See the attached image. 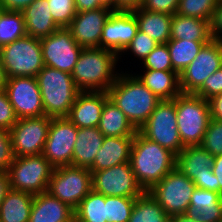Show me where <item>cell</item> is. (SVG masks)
Returning a JSON list of instances; mask_svg holds the SVG:
<instances>
[{"mask_svg": "<svg viewBox=\"0 0 222 222\" xmlns=\"http://www.w3.org/2000/svg\"><path fill=\"white\" fill-rule=\"evenodd\" d=\"M54 167L42 155L14 157L9 170L10 188L37 195L47 191Z\"/></svg>", "mask_w": 222, "mask_h": 222, "instance_id": "cell-7", "label": "cell"}, {"mask_svg": "<svg viewBox=\"0 0 222 222\" xmlns=\"http://www.w3.org/2000/svg\"><path fill=\"white\" fill-rule=\"evenodd\" d=\"M171 39L210 42L213 39L210 31V21L173 14L171 19Z\"/></svg>", "mask_w": 222, "mask_h": 222, "instance_id": "cell-27", "label": "cell"}, {"mask_svg": "<svg viewBox=\"0 0 222 222\" xmlns=\"http://www.w3.org/2000/svg\"><path fill=\"white\" fill-rule=\"evenodd\" d=\"M29 222H75L74 209L45 191L34 195Z\"/></svg>", "mask_w": 222, "mask_h": 222, "instance_id": "cell-20", "label": "cell"}, {"mask_svg": "<svg viewBox=\"0 0 222 222\" xmlns=\"http://www.w3.org/2000/svg\"><path fill=\"white\" fill-rule=\"evenodd\" d=\"M45 66L72 73L83 49L67 27L58 28L51 35L40 38Z\"/></svg>", "mask_w": 222, "mask_h": 222, "instance_id": "cell-13", "label": "cell"}, {"mask_svg": "<svg viewBox=\"0 0 222 222\" xmlns=\"http://www.w3.org/2000/svg\"><path fill=\"white\" fill-rule=\"evenodd\" d=\"M214 156L201 146H187L176 156V168L190 180L208 175Z\"/></svg>", "mask_w": 222, "mask_h": 222, "instance_id": "cell-24", "label": "cell"}, {"mask_svg": "<svg viewBox=\"0 0 222 222\" xmlns=\"http://www.w3.org/2000/svg\"><path fill=\"white\" fill-rule=\"evenodd\" d=\"M36 0H0V6L8 11H23Z\"/></svg>", "mask_w": 222, "mask_h": 222, "instance_id": "cell-48", "label": "cell"}, {"mask_svg": "<svg viewBox=\"0 0 222 222\" xmlns=\"http://www.w3.org/2000/svg\"><path fill=\"white\" fill-rule=\"evenodd\" d=\"M111 13L107 7L78 12L67 28L82 48L100 47L103 27Z\"/></svg>", "mask_w": 222, "mask_h": 222, "instance_id": "cell-18", "label": "cell"}, {"mask_svg": "<svg viewBox=\"0 0 222 222\" xmlns=\"http://www.w3.org/2000/svg\"><path fill=\"white\" fill-rule=\"evenodd\" d=\"M76 11L85 12L103 7L99 0H75Z\"/></svg>", "mask_w": 222, "mask_h": 222, "instance_id": "cell-50", "label": "cell"}, {"mask_svg": "<svg viewBox=\"0 0 222 222\" xmlns=\"http://www.w3.org/2000/svg\"><path fill=\"white\" fill-rule=\"evenodd\" d=\"M33 197L11 189L0 205V222H29Z\"/></svg>", "mask_w": 222, "mask_h": 222, "instance_id": "cell-29", "label": "cell"}, {"mask_svg": "<svg viewBox=\"0 0 222 222\" xmlns=\"http://www.w3.org/2000/svg\"><path fill=\"white\" fill-rule=\"evenodd\" d=\"M200 146L213 156L222 155V120H210Z\"/></svg>", "mask_w": 222, "mask_h": 222, "instance_id": "cell-38", "label": "cell"}, {"mask_svg": "<svg viewBox=\"0 0 222 222\" xmlns=\"http://www.w3.org/2000/svg\"><path fill=\"white\" fill-rule=\"evenodd\" d=\"M10 190V177L8 172L0 171V205Z\"/></svg>", "mask_w": 222, "mask_h": 222, "instance_id": "cell-52", "label": "cell"}, {"mask_svg": "<svg viewBox=\"0 0 222 222\" xmlns=\"http://www.w3.org/2000/svg\"><path fill=\"white\" fill-rule=\"evenodd\" d=\"M210 31L213 39L222 40V0L216 5L210 20Z\"/></svg>", "mask_w": 222, "mask_h": 222, "instance_id": "cell-46", "label": "cell"}, {"mask_svg": "<svg viewBox=\"0 0 222 222\" xmlns=\"http://www.w3.org/2000/svg\"><path fill=\"white\" fill-rule=\"evenodd\" d=\"M91 173L92 190L105 196L137 198L145 192L136 181L130 162Z\"/></svg>", "mask_w": 222, "mask_h": 222, "instance_id": "cell-14", "label": "cell"}, {"mask_svg": "<svg viewBox=\"0 0 222 222\" xmlns=\"http://www.w3.org/2000/svg\"><path fill=\"white\" fill-rule=\"evenodd\" d=\"M157 42L149 37L146 33L137 31L136 36L124 51H131L134 56L143 61L157 46Z\"/></svg>", "mask_w": 222, "mask_h": 222, "instance_id": "cell-40", "label": "cell"}, {"mask_svg": "<svg viewBox=\"0 0 222 222\" xmlns=\"http://www.w3.org/2000/svg\"><path fill=\"white\" fill-rule=\"evenodd\" d=\"M5 92L18 119L45 116L36 77L7 78Z\"/></svg>", "mask_w": 222, "mask_h": 222, "instance_id": "cell-16", "label": "cell"}, {"mask_svg": "<svg viewBox=\"0 0 222 222\" xmlns=\"http://www.w3.org/2000/svg\"><path fill=\"white\" fill-rule=\"evenodd\" d=\"M177 128L184 147L200 146L211 120L208 100L181 93L175 98Z\"/></svg>", "mask_w": 222, "mask_h": 222, "instance_id": "cell-5", "label": "cell"}, {"mask_svg": "<svg viewBox=\"0 0 222 222\" xmlns=\"http://www.w3.org/2000/svg\"><path fill=\"white\" fill-rule=\"evenodd\" d=\"M219 94H222V67L210 75L195 93V95L205 100H209Z\"/></svg>", "mask_w": 222, "mask_h": 222, "instance_id": "cell-41", "label": "cell"}, {"mask_svg": "<svg viewBox=\"0 0 222 222\" xmlns=\"http://www.w3.org/2000/svg\"><path fill=\"white\" fill-rule=\"evenodd\" d=\"M136 198L106 196V222H128Z\"/></svg>", "mask_w": 222, "mask_h": 222, "instance_id": "cell-34", "label": "cell"}, {"mask_svg": "<svg viewBox=\"0 0 222 222\" xmlns=\"http://www.w3.org/2000/svg\"><path fill=\"white\" fill-rule=\"evenodd\" d=\"M26 35L22 11L3 10L0 14V48Z\"/></svg>", "mask_w": 222, "mask_h": 222, "instance_id": "cell-33", "label": "cell"}, {"mask_svg": "<svg viewBox=\"0 0 222 222\" xmlns=\"http://www.w3.org/2000/svg\"><path fill=\"white\" fill-rule=\"evenodd\" d=\"M43 101L45 116L68 117L77 95L81 92L70 73L48 66L36 75Z\"/></svg>", "mask_w": 222, "mask_h": 222, "instance_id": "cell-4", "label": "cell"}, {"mask_svg": "<svg viewBox=\"0 0 222 222\" xmlns=\"http://www.w3.org/2000/svg\"><path fill=\"white\" fill-rule=\"evenodd\" d=\"M74 214L75 222H106V196L91 190Z\"/></svg>", "mask_w": 222, "mask_h": 222, "instance_id": "cell-32", "label": "cell"}, {"mask_svg": "<svg viewBox=\"0 0 222 222\" xmlns=\"http://www.w3.org/2000/svg\"><path fill=\"white\" fill-rule=\"evenodd\" d=\"M179 0H143L140 8L151 12L176 14Z\"/></svg>", "mask_w": 222, "mask_h": 222, "instance_id": "cell-44", "label": "cell"}, {"mask_svg": "<svg viewBox=\"0 0 222 222\" xmlns=\"http://www.w3.org/2000/svg\"><path fill=\"white\" fill-rule=\"evenodd\" d=\"M77 126L68 117L51 118L42 155L54 167L72 165Z\"/></svg>", "mask_w": 222, "mask_h": 222, "instance_id": "cell-15", "label": "cell"}, {"mask_svg": "<svg viewBox=\"0 0 222 222\" xmlns=\"http://www.w3.org/2000/svg\"><path fill=\"white\" fill-rule=\"evenodd\" d=\"M10 131L0 127V171H8L13 162Z\"/></svg>", "mask_w": 222, "mask_h": 222, "instance_id": "cell-42", "label": "cell"}, {"mask_svg": "<svg viewBox=\"0 0 222 222\" xmlns=\"http://www.w3.org/2000/svg\"><path fill=\"white\" fill-rule=\"evenodd\" d=\"M51 118L47 116L20 118L9 130L14 157L43 153Z\"/></svg>", "mask_w": 222, "mask_h": 222, "instance_id": "cell-12", "label": "cell"}, {"mask_svg": "<svg viewBox=\"0 0 222 222\" xmlns=\"http://www.w3.org/2000/svg\"><path fill=\"white\" fill-rule=\"evenodd\" d=\"M196 188L210 190L219 193V182L217 176L214 175L212 168L208 170V175L197 177L194 181Z\"/></svg>", "mask_w": 222, "mask_h": 222, "instance_id": "cell-47", "label": "cell"}, {"mask_svg": "<svg viewBox=\"0 0 222 222\" xmlns=\"http://www.w3.org/2000/svg\"><path fill=\"white\" fill-rule=\"evenodd\" d=\"M119 57L113 51L91 47L83 48L71 73L81 92L108 91L119 73L115 66Z\"/></svg>", "mask_w": 222, "mask_h": 222, "instance_id": "cell-3", "label": "cell"}, {"mask_svg": "<svg viewBox=\"0 0 222 222\" xmlns=\"http://www.w3.org/2000/svg\"><path fill=\"white\" fill-rule=\"evenodd\" d=\"M98 129L104 136H134L138 130L125 114L108 98L102 110Z\"/></svg>", "mask_w": 222, "mask_h": 222, "instance_id": "cell-28", "label": "cell"}, {"mask_svg": "<svg viewBox=\"0 0 222 222\" xmlns=\"http://www.w3.org/2000/svg\"><path fill=\"white\" fill-rule=\"evenodd\" d=\"M197 222H222V205L201 208L200 211H189Z\"/></svg>", "mask_w": 222, "mask_h": 222, "instance_id": "cell-45", "label": "cell"}, {"mask_svg": "<svg viewBox=\"0 0 222 222\" xmlns=\"http://www.w3.org/2000/svg\"><path fill=\"white\" fill-rule=\"evenodd\" d=\"M195 187L194 182L175 167L148 192L171 217L189 214Z\"/></svg>", "mask_w": 222, "mask_h": 222, "instance_id": "cell-9", "label": "cell"}, {"mask_svg": "<svg viewBox=\"0 0 222 222\" xmlns=\"http://www.w3.org/2000/svg\"><path fill=\"white\" fill-rule=\"evenodd\" d=\"M134 136H104L103 144L97 152L90 171H101L115 165L130 162Z\"/></svg>", "mask_w": 222, "mask_h": 222, "instance_id": "cell-21", "label": "cell"}, {"mask_svg": "<svg viewBox=\"0 0 222 222\" xmlns=\"http://www.w3.org/2000/svg\"><path fill=\"white\" fill-rule=\"evenodd\" d=\"M103 7H107L112 11H115V0H99Z\"/></svg>", "mask_w": 222, "mask_h": 222, "instance_id": "cell-56", "label": "cell"}, {"mask_svg": "<svg viewBox=\"0 0 222 222\" xmlns=\"http://www.w3.org/2000/svg\"><path fill=\"white\" fill-rule=\"evenodd\" d=\"M54 22L60 27H68L77 11L75 0H48Z\"/></svg>", "mask_w": 222, "mask_h": 222, "instance_id": "cell-36", "label": "cell"}, {"mask_svg": "<svg viewBox=\"0 0 222 222\" xmlns=\"http://www.w3.org/2000/svg\"><path fill=\"white\" fill-rule=\"evenodd\" d=\"M137 19L132 11H112L105 21L100 38V47L113 51L118 56L136 36Z\"/></svg>", "mask_w": 222, "mask_h": 222, "instance_id": "cell-17", "label": "cell"}, {"mask_svg": "<svg viewBox=\"0 0 222 222\" xmlns=\"http://www.w3.org/2000/svg\"><path fill=\"white\" fill-rule=\"evenodd\" d=\"M209 42H193L187 40L170 39L167 47L171 57L173 70L179 75L195 59L202 47Z\"/></svg>", "mask_w": 222, "mask_h": 222, "instance_id": "cell-31", "label": "cell"}, {"mask_svg": "<svg viewBox=\"0 0 222 222\" xmlns=\"http://www.w3.org/2000/svg\"><path fill=\"white\" fill-rule=\"evenodd\" d=\"M107 93L137 130L147 122L161 101L135 74L133 76L126 72L119 73Z\"/></svg>", "mask_w": 222, "mask_h": 222, "instance_id": "cell-2", "label": "cell"}, {"mask_svg": "<svg viewBox=\"0 0 222 222\" xmlns=\"http://www.w3.org/2000/svg\"><path fill=\"white\" fill-rule=\"evenodd\" d=\"M0 60L7 78L36 77L45 66L40 38L26 35L1 47Z\"/></svg>", "mask_w": 222, "mask_h": 222, "instance_id": "cell-6", "label": "cell"}, {"mask_svg": "<svg viewBox=\"0 0 222 222\" xmlns=\"http://www.w3.org/2000/svg\"><path fill=\"white\" fill-rule=\"evenodd\" d=\"M221 67L222 40L212 39L179 75L181 92L195 94L205 80Z\"/></svg>", "mask_w": 222, "mask_h": 222, "instance_id": "cell-11", "label": "cell"}, {"mask_svg": "<svg viewBox=\"0 0 222 222\" xmlns=\"http://www.w3.org/2000/svg\"><path fill=\"white\" fill-rule=\"evenodd\" d=\"M142 63L144 70L174 71L167 43L158 44Z\"/></svg>", "mask_w": 222, "mask_h": 222, "instance_id": "cell-37", "label": "cell"}, {"mask_svg": "<svg viewBox=\"0 0 222 222\" xmlns=\"http://www.w3.org/2000/svg\"><path fill=\"white\" fill-rule=\"evenodd\" d=\"M17 120L18 118L8 100L5 90L0 91V127L10 130L16 124Z\"/></svg>", "mask_w": 222, "mask_h": 222, "instance_id": "cell-43", "label": "cell"}, {"mask_svg": "<svg viewBox=\"0 0 222 222\" xmlns=\"http://www.w3.org/2000/svg\"><path fill=\"white\" fill-rule=\"evenodd\" d=\"M212 171L214 175L217 176V180L219 182V193L222 195V155L214 156Z\"/></svg>", "mask_w": 222, "mask_h": 222, "instance_id": "cell-53", "label": "cell"}, {"mask_svg": "<svg viewBox=\"0 0 222 222\" xmlns=\"http://www.w3.org/2000/svg\"><path fill=\"white\" fill-rule=\"evenodd\" d=\"M220 0H179L176 14L210 21Z\"/></svg>", "mask_w": 222, "mask_h": 222, "instance_id": "cell-35", "label": "cell"}, {"mask_svg": "<svg viewBox=\"0 0 222 222\" xmlns=\"http://www.w3.org/2000/svg\"><path fill=\"white\" fill-rule=\"evenodd\" d=\"M132 12L137 19L138 30L146 33L157 44L167 43L171 39L172 15L151 12L140 7L133 9Z\"/></svg>", "mask_w": 222, "mask_h": 222, "instance_id": "cell-26", "label": "cell"}, {"mask_svg": "<svg viewBox=\"0 0 222 222\" xmlns=\"http://www.w3.org/2000/svg\"><path fill=\"white\" fill-rule=\"evenodd\" d=\"M138 131L148 140L158 143L176 156L185 148L177 128L175 98L161 100Z\"/></svg>", "mask_w": 222, "mask_h": 222, "instance_id": "cell-8", "label": "cell"}, {"mask_svg": "<svg viewBox=\"0 0 222 222\" xmlns=\"http://www.w3.org/2000/svg\"><path fill=\"white\" fill-rule=\"evenodd\" d=\"M143 0H115V11H132L139 8Z\"/></svg>", "mask_w": 222, "mask_h": 222, "instance_id": "cell-51", "label": "cell"}, {"mask_svg": "<svg viewBox=\"0 0 222 222\" xmlns=\"http://www.w3.org/2000/svg\"><path fill=\"white\" fill-rule=\"evenodd\" d=\"M210 116L214 120H222V94L208 100Z\"/></svg>", "mask_w": 222, "mask_h": 222, "instance_id": "cell-49", "label": "cell"}, {"mask_svg": "<svg viewBox=\"0 0 222 222\" xmlns=\"http://www.w3.org/2000/svg\"><path fill=\"white\" fill-rule=\"evenodd\" d=\"M28 36L43 38L60 28L53 20L48 0H36L22 11Z\"/></svg>", "mask_w": 222, "mask_h": 222, "instance_id": "cell-23", "label": "cell"}, {"mask_svg": "<svg viewBox=\"0 0 222 222\" xmlns=\"http://www.w3.org/2000/svg\"><path fill=\"white\" fill-rule=\"evenodd\" d=\"M222 205V195L210 190L196 188L191 196L189 211H200L201 208Z\"/></svg>", "mask_w": 222, "mask_h": 222, "instance_id": "cell-39", "label": "cell"}, {"mask_svg": "<svg viewBox=\"0 0 222 222\" xmlns=\"http://www.w3.org/2000/svg\"><path fill=\"white\" fill-rule=\"evenodd\" d=\"M92 190V173L76 166L54 168L47 192L76 209Z\"/></svg>", "mask_w": 222, "mask_h": 222, "instance_id": "cell-10", "label": "cell"}, {"mask_svg": "<svg viewBox=\"0 0 222 222\" xmlns=\"http://www.w3.org/2000/svg\"><path fill=\"white\" fill-rule=\"evenodd\" d=\"M104 135L98 127H77V137L72 155V166L90 169L101 148Z\"/></svg>", "mask_w": 222, "mask_h": 222, "instance_id": "cell-22", "label": "cell"}, {"mask_svg": "<svg viewBox=\"0 0 222 222\" xmlns=\"http://www.w3.org/2000/svg\"><path fill=\"white\" fill-rule=\"evenodd\" d=\"M3 10H4V9L0 6V14L2 13Z\"/></svg>", "mask_w": 222, "mask_h": 222, "instance_id": "cell-57", "label": "cell"}, {"mask_svg": "<svg viewBox=\"0 0 222 222\" xmlns=\"http://www.w3.org/2000/svg\"><path fill=\"white\" fill-rule=\"evenodd\" d=\"M169 222H197L191 214L171 216Z\"/></svg>", "mask_w": 222, "mask_h": 222, "instance_id": "cell-54", "label": "cell"}, {"mask_svg": "<svg viewBox=\"0 0 222 222\" xmlns=\"http://www.w3.org/2000/svg\"><path fill=\"white\" fill-rule=\"evenodd\" d=\"M170 216L159 203L145 191L137 197L128 222H169Z\"/></svg>", "mask_w": 222, "mask_h": 222, "instance_id": "cell-30", "label": "cell"}, {"mask_svg": "<svg viewBox=\"0 0 222 222\" xmlns=\"http://www.w3.org/2000/svg\"><path fill=\"white\" fill-rule=\"evenodd\" d=\"M106 91L80 92L71 107L68 119L78 128L98 127L105 101Z\"/></svg>", "mask_w": 222, "mask_h": 222, "instance_id": "cell-19", "label": "cell"}, {"mask_svg": "<svg viewBox=\"0 0 222 222\" xmlns=\"http://www.w3.org/2000/svg\"><path fill=\"white\" fill-rule=\"evenodd\" d=\"M160 100H171L180 95V77L175 71L145 70L136 75Z\"/></svg>", "mask_w": 222, "mask_h": 222, "instance_id": "cell-25", "label": "cell"}, {"mask_svg": "<svg viewBox=\"0 0 222 222\" xmlns=\"http://www.w3.org/2000/svg\"><path fill=\"white\" fill-rule=\"evenodd\" d=\"M130 164L136 181L148 191L176 167V155L138 131L133 138Z\"/></svg>", "mask_w": 222, "mask_h": 222, "instance_id": "cell-1", "label": "cell"}, {"mask_svg": "<svg viewBox=\"0 0 222 222\" xmlns=\"http://www.w3.org/2000/svg\"><path fill=\"white\" fill-rule=\"evenodd\" d=\"M6 82H7V76L6 73L4 72V68L1 64L0 60V91H4L6 88Z\"/></svg>", "mask_w": 222, "mask_h": 222, "instance_id": "cell-55", "label": "cell"}]
</instances>
